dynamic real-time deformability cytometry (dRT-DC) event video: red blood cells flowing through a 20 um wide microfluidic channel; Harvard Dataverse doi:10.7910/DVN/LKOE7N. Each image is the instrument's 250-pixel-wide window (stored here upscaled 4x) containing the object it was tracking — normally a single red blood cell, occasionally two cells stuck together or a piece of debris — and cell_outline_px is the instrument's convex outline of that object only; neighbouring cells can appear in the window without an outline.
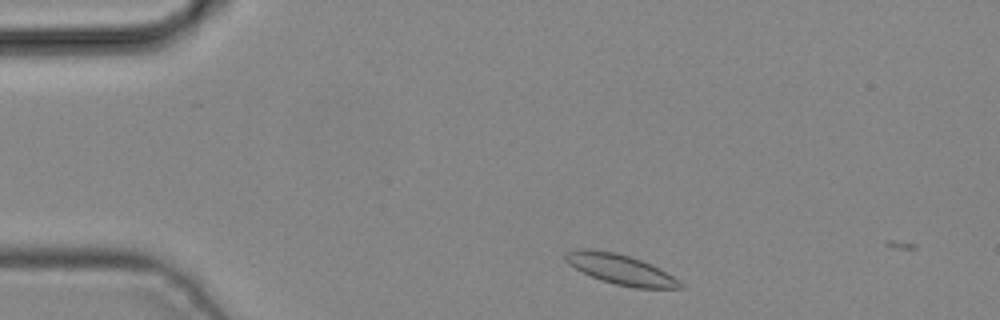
{"species": "common noctule bat (a hibernating species)", "species_latin": "Nyctalus noctula", "temperature_condition": "cold", "stored_images_in_passage": 2, "camera_frame_rate_fps": 3000, "um_per_image_px": 0.085, "animal": {"sex": "male", "body_mass_g": 19.2, "forearm_length_mm": 51.8}, "frame": {"image": 1, "passage_image": 1, "time_ms": 0.0, "image_size_px": [1000, 320], "cell_outline_px": [[684, 288], [636, 288], [616, 284], [600, 280], [580, 272], [568, 264], [564, 260], [564, 256], [568, 252], [580, 248], [588, 248], [612, 252], [628, 256], [640, 260], [660, 268], [680, 280], [684, 284]], "centroid_in_image_um": [52.74, 22.91], "position_along_channel_um": 32.3, "area_um2": 20.17}}